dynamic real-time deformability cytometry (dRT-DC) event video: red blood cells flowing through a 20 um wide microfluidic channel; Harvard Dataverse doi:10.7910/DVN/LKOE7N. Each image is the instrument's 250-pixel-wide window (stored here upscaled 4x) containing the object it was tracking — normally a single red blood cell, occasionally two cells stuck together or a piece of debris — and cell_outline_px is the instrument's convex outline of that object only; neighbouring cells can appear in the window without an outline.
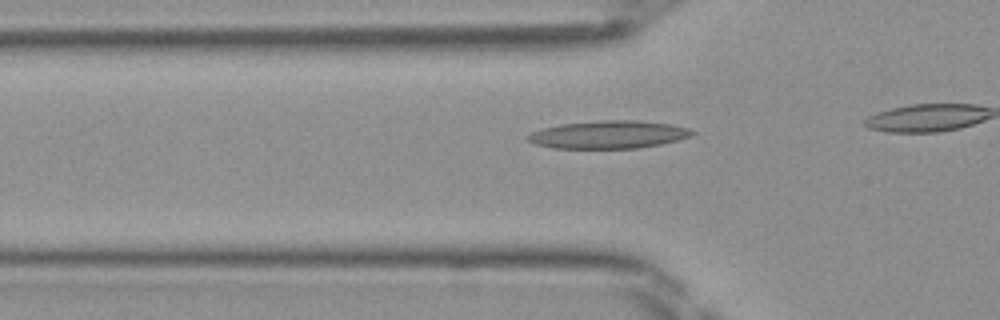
{"species": "Egyptian fruit bat (a non-hibernating species)", "species_latin": "Rousettus aegyptiacus", "temperature_condition": "room temperature", "stored_images_in_passage": 18, "camera_frame_rate_fps": 3000, "um_per_image_px": 0.085, "frame": {"image": 1, "passage_image": 13, "time_ms": 4.0, "image_size_px": [1000, 320], "cell_outline_px": [[696, 132], [692, 136], [660, 144], [636, 148], [552, 148], [536, 144], [528, 140], [524, 136], [532, 132], [544, 128], [560, 124], [600, 120], [640, 120], [672, 124], [688, 128]], "centroid_in_image_um": [51.73, 11.43], "position_along_channel_um": 74.1, "area_um2": 26.65}}
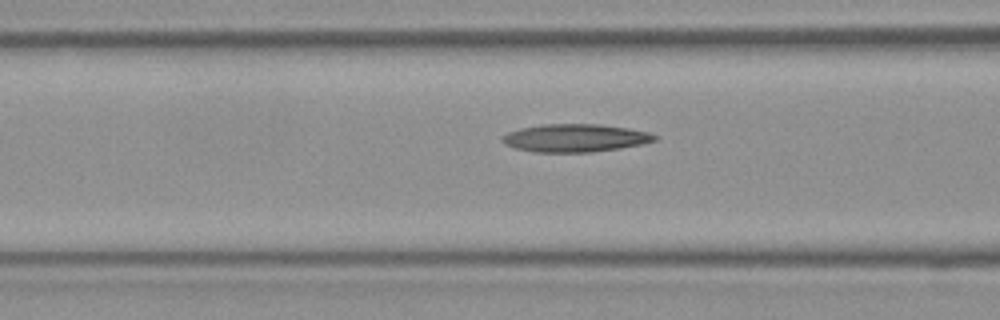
{"frame": {"image": 2, "passage_image": 16, "time_ms": 5.0, "image_size_px": [1000, 320], "cell_outline_px": [[660, 136], [656, 140], [640, 144], [620, 148], [592, 152], [536, 152], [516, 148], [504, 144], [500, 140], [500, 136], [508, 132], [520, 128], [544, 124], [600, 124], [628, 128], [648, 132]], "centroid_in_image_um": [48.87, 11.72], "position_along_channel_um": 117.7, "area_um2": 24.85}}